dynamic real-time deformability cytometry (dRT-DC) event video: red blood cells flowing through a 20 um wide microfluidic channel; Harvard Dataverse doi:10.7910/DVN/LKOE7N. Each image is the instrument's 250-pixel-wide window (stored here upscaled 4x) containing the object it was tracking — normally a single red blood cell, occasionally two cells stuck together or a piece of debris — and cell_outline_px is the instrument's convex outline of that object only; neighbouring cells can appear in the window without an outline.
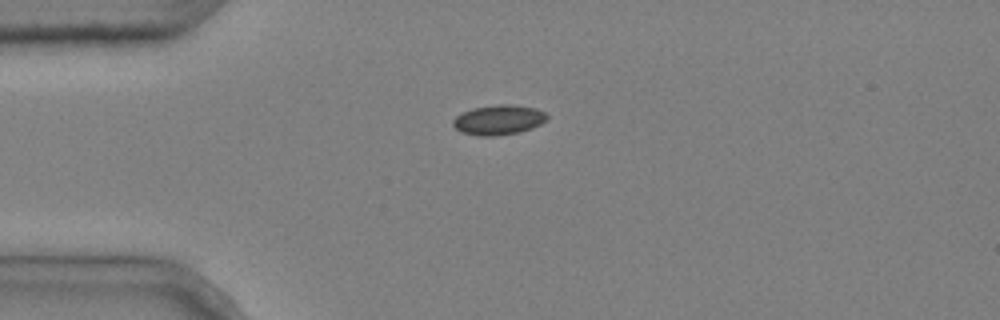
{"species": "common noctule bat (a hibernating species)", "species_latin": "Nyctalus noctula", "temperature_condition": "cold", "stored_images_in_passage": 2, "camera_frame_rate_fps": 3000, "um_per_image_px": 0.085, "animal": {"sex": "male", "body_mass_g": 20.4}, "frame": {"image": 1, "passage_image": 1, "time_ms": 0.0, "image_size_px": [1000, 320], "cell_outline_px": [[548, 116], [540, 124], [532, 128], [520, 132], [496, 136], [476, 136], [460, 132], [452, 124], [452, 120], [456, 116], [472, 108], [496, 104], [512, 104], [536, 108], [544, 112]], "centroid_in_image_um": [42.35, 10.19], "position_along_channel_um": 42.6, "area_um2": 16.47}}